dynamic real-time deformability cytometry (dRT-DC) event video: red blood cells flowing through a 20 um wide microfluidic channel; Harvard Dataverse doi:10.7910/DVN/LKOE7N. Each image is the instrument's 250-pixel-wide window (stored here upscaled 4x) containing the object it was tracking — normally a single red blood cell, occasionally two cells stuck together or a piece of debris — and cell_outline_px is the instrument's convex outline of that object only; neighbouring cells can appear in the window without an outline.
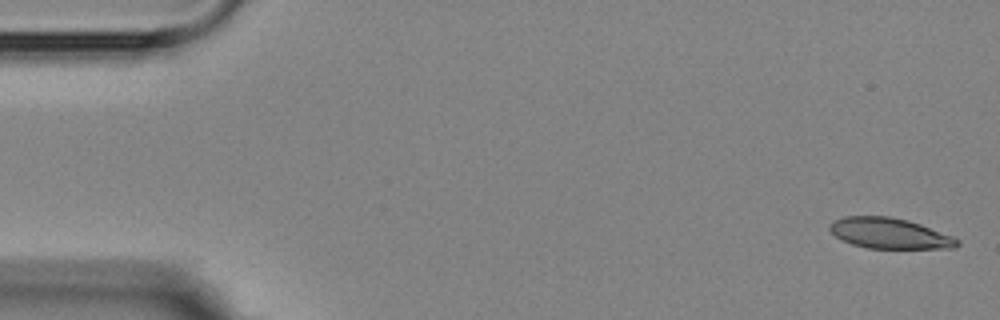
{"species": "Egyptian fruit bat (a non-hibernating species)", "species_latin": "Rousettus aegyptiacus", "temperature_condition": "room temperature", "stored_images_in_passage": 4, "camera_frame_rate_fps": 3000, "um_per_image_px": 0.085, "animal": {"sex": "female"}, "frame": {"image": 1, "passage_image": 1, "time_ms": 0.0, "image_size_px": [1000, 320], "cell_outline_px": [[960, 244], [956, 248], [868, 248], [852, 244], [836, 236], [828, 228], [828, 224], [844, 216], [888, 216], [908, 220], [920, 224], [952, 236], [960, 240]], "centroid_in_image_um": [75.62, 19.83], "position_along_channel_um": 9.4, "area_um2": 22.6}}
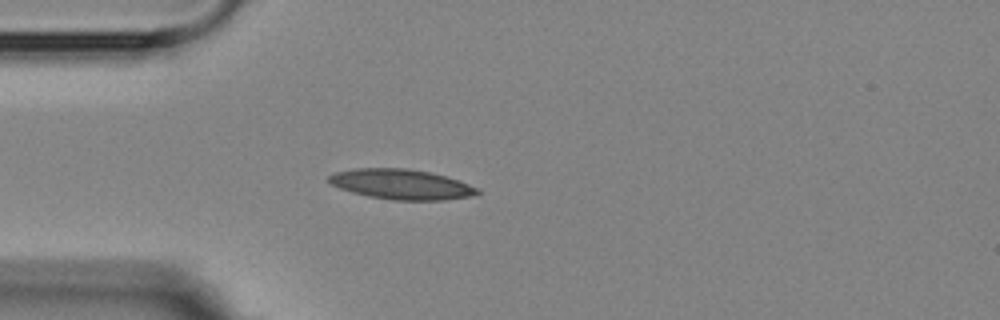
{"frame": {"image": 2, "passage_image": 4, "time_ms": 4.333, "image_size_px": [1000, 320], "cell_outline_px": [[480, 192], [472, 196], [444, 200], [392, 200], [368, 196], [352, 192], [340, 188], [332, 184], [328, 180], [328, 176], [336, 172], [356, 168], [408, 168], [428, 172], [460, 180], [480, 188]], "centroid_in_image_um": [34.15, 15.67], "position_along_channel_um": 50.9, "area_um2": 26.07}}